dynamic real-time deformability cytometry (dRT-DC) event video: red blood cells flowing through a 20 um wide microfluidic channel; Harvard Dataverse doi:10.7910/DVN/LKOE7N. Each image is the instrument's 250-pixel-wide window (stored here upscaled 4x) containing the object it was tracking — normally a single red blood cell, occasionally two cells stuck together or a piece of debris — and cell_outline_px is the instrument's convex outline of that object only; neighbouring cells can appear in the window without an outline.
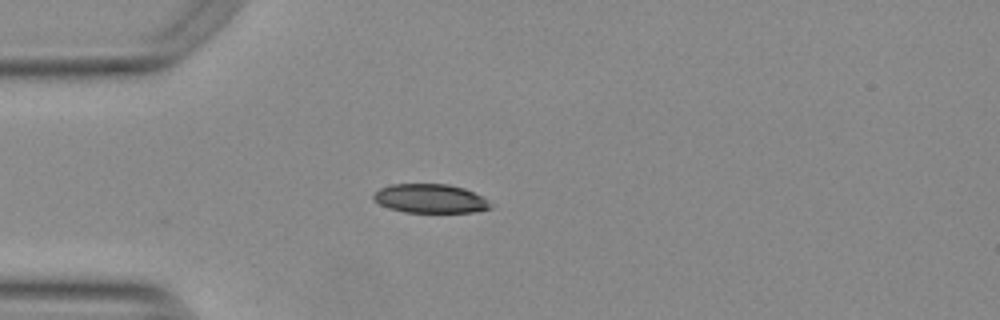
{"species": "Egyptian fruit bat (a non-hibernating species)", "species_latin": "Rousettus aegyptiacus", "temperature_condition": "warm", "stored_images_in_passage": 32, "camera_frame_rate_fps": 3000, "um_per_image_px": 0.085, "animal": {"sex": "female"}, "frame": {"image": 1, "passage_image": 1, "time_ms": 0.0, "image_size_px": [1000, 320], "cell_outline_px": [[492, 208], [472, 212], [404, 212], [388, 208], [372, 200], [372, 196], [380, 188], [392, 184], [448, 184], [464, 188], [480, 196], [492, 204]], "centroid_in_image_um": [36.54, 16.88], "position_along_channel_um": 48.5, "area_um2": 19.65}}
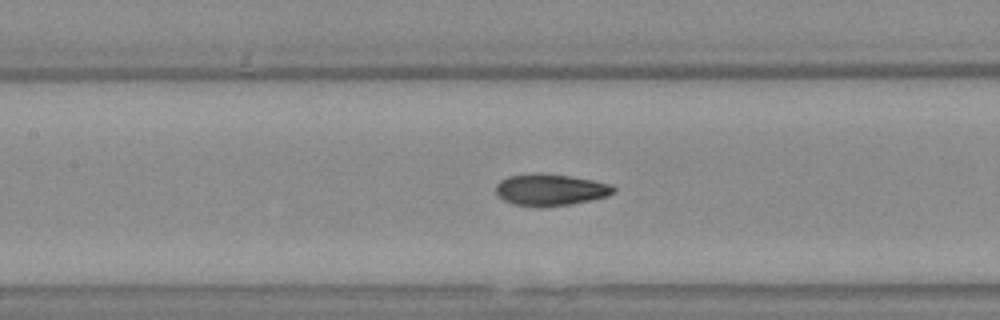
{"frame": {"image": 2, "passage_image": 11, "time_ms": 3.333, "image_size_px": [1000, 320], "cell_outline_px": [[616, 192], [608, 196], [568, 204], [540, 208], [512, 204], [504, 200], [496, 192], [496, 184], [500, 180], [508, 176], [572, 176], [612, 184], [616, 188]], "centroid_in_image_um": [46.82, 16.18], "position_along_channel_um": 160.6, "area_um2": 21.04}}
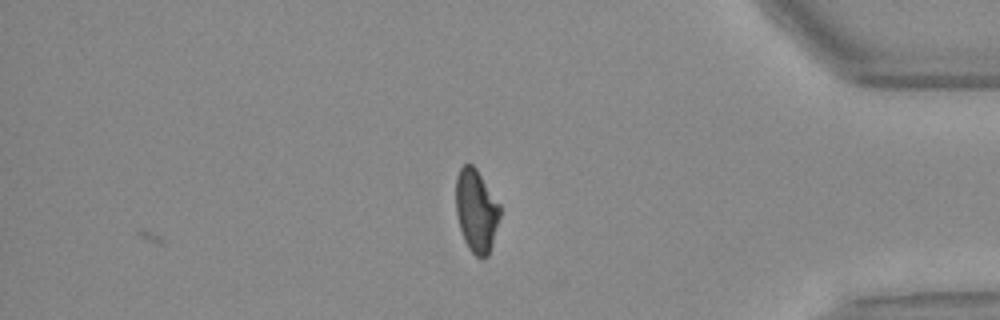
{"frame": {"image": 3, "passage_image": 32, "time_ms": 10.333, "image_size_px": [1000, 320], "cell_outline_px": [[500, 216], [492, 244], [488, 256], [480, 260], [468, 248], [464, 240], [460, 228], [456, 212], [456, 176], [460, 168], [464, 164], [472, 164], [476, 168], [500, 204]], "centroid_in_image_um": [40.48, 17.92], "position_along_channel_um": 394.7, "area_um2": 21.33}, "authors_computed_cell_mechanics": {"area_um2": 21.3282, "velocity_mm_per_s": 3.7716, "shape_relaxation_time_tau1_ms": 6.2105, "shape_relaxation_time_tau2_ms": 1.8979, "deformation_change_tau1": 0.1643, "deformation_change_tau2": 0.073}}